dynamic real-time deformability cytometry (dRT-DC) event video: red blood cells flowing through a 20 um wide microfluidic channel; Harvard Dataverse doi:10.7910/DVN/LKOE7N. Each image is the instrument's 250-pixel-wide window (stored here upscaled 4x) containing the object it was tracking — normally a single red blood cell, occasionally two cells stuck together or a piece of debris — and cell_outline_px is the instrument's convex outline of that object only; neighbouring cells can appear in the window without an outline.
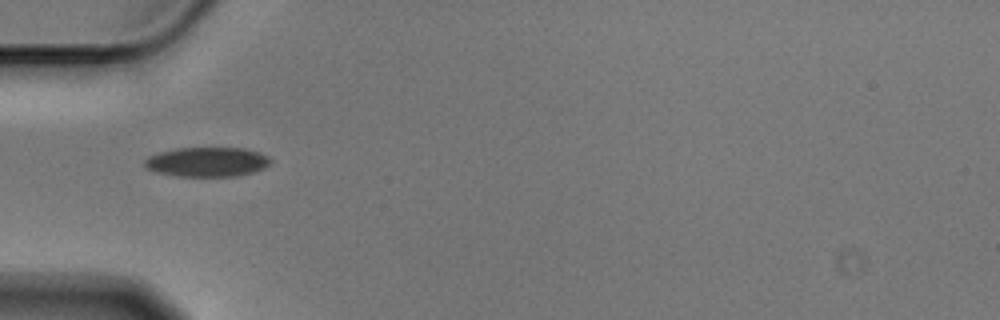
{"species": "Egyptian fruit bat (a non-hibernating species)", "species_latin": "Rousettus aegyptiacus", "temperature_condition": "cold", "stored_images_in_passage": 36, "camera_frame_rate_fps": 3000, "um_per_image_px": 0.085, "animal": {"sex": "male"}, "frame": {"image": 1, "passage_image": 1, "time_ms": 0.0, "image_size_px": [1000, 320], "cell_outline_px": [[272, 160], [264, 168], [252, 172], [236, 176], [176, 176], [156, 172], [144, 168], [144, 160], [148, 156], [160, 152], [176, 148], [244, 148], [260, 152], [268, 156]], "centroid_in_image_um": [17.58, 13.76], "position_along_channel_um": 67.4, "area_um2": 21.73}}
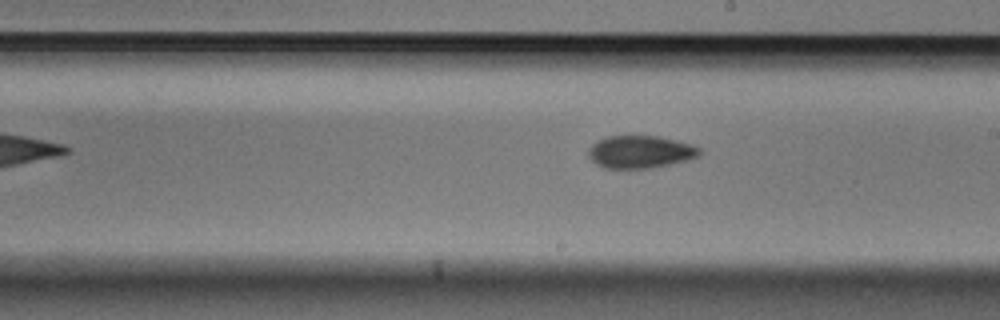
{"frame": {"image": 2, "passage_image": 15, "time_ms": 4.667, "image_size_px": [1000, 320], "cell_outline_px": [[700, 156], [688, 160], [652, 168], [604, 168], [596, 164], [588, 156], [588, 148], [596, 140], [608, 136], [656, 136], [676, 140], [692, 144], [700, 148]], "centroid_in_image_um": [54.41, 12.91], "position_along_channel_um": 234.6, "area_um2": 21.21}}
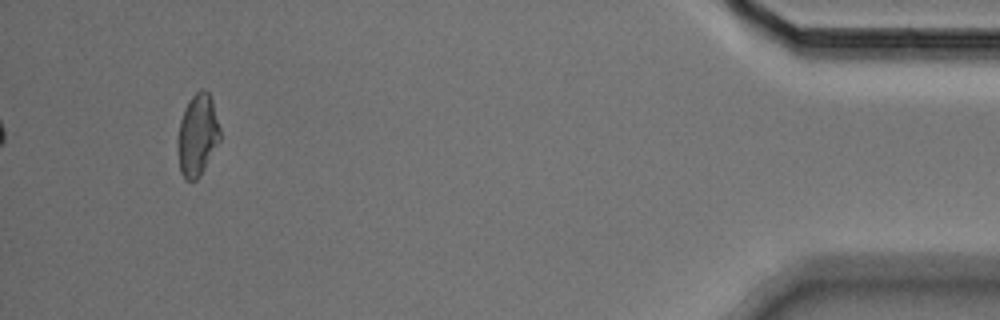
{"frame": {"image": 3, "passage_image": 36, "time_ms": 11.667, "image_size_px": [1000, 320], "cell_outline_px": [[220, 140], [200, 176], [196, 180], [184, 180], [180, 172], [176, 140], [180, 120], [184, 108], [192, 96], [200, 88], [204, 88], [208, 92], [212, 100], [220, 128]], "centroid_in_image_um": [16.76, 11.48], "position_along_channel_um": 418.4, "area_um2": 20.4}, "authors_computed_cell_mechanics": {"area_um2": 20.8658, "velocity_mm_per_s": 3.5729, "shape_relaxation_time_tau1_ms": 3.4626, "shape_relaxation_time_tau2_ms": 5.2741, "deformation_change_tau1": 0.0944, "deformation_change_tau2": 0.1074}}